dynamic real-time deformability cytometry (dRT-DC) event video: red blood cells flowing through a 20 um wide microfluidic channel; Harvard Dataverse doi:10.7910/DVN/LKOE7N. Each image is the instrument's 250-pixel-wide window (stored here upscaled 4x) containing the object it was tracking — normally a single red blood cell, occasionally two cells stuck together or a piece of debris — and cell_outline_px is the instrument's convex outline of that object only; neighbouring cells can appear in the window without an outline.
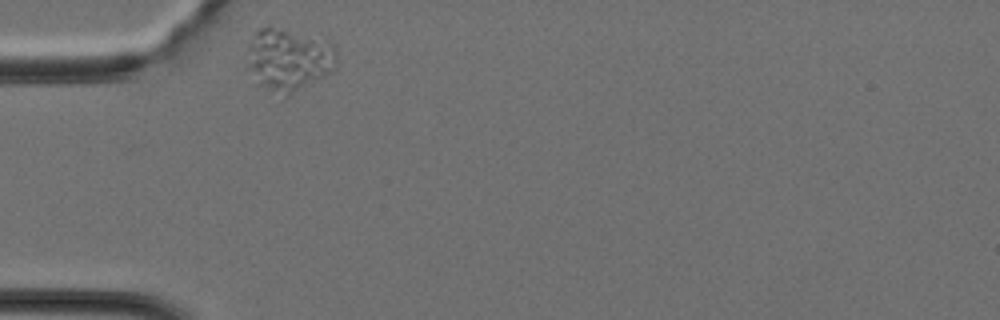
{"species": "Egyptian fruit bat (a non-hibernating species)", "species_latin": "Rousettus aegyptiacus", "temperature_condition": "cold", "stored_images_in_passage": 26, "camera_frame_rate_fps": 3000, "um_per_image_px": 0.085, "animal": {"sex": "female"}, "frame": {"image": 1, "passage_image": 1, "time_ms": 0.0, "image_size_px": [1000, 320], "cell_outline_px": [[336, 60], [332, 72], [288, 96], [284, 96], [256, 84], [248, 68], [248, 48], [252, 36], [260, 28], [268, 24], [332, 44], [336, 52]], "centroid_in_image_um": [24.49, 5.08], "position_along_channel_um": 60.5, "area_um2": 32.31}}
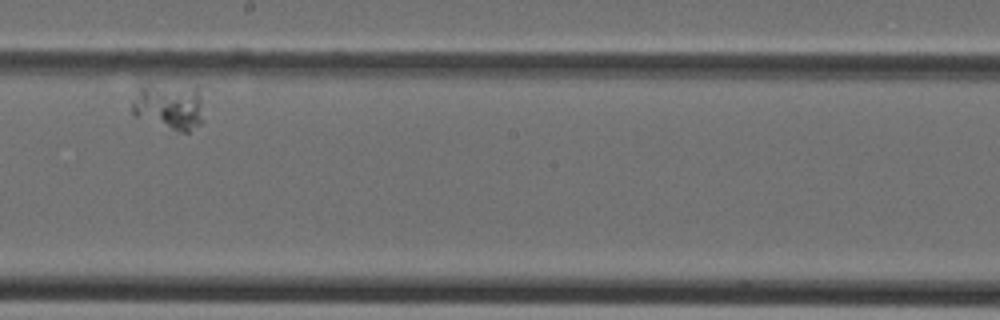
{"frame": {"image": 2, "passage_image": 15, "time_ms": 4.667, "image_size_px": [1000, 320], "cell_outline_px": [[200, 124], [188, 132], [180, 132], [136, 116], [132, 112], [132, 100], [140, 88], [196, 88], [200, 96]], "centroid_in_image_um": [14.36, 9.12], "position_along_channel_um": 233.8, "area_um2": 17.74}}
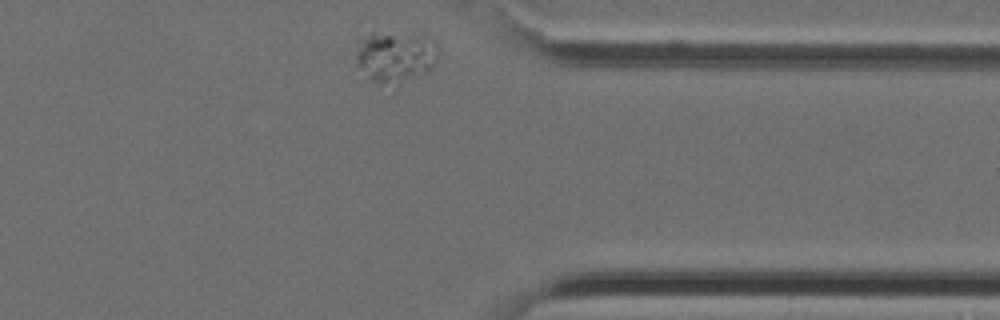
{"frame": {"image": 3, "passage_image": 26, "time_ms": 8.333, "image_size_px": [1000, 320], "cell_outline_px": [[436, 56], [432, 64], [428, 68], [396, 88], [364, 80], [356, 64], [356, 40], [372, 32], [424, 32], [432, 40], [436, 48]], "centroid_in_image_um": [33.48, 4.81], "position_along_channel_um": 377.9, "area_um2": 25.72}}